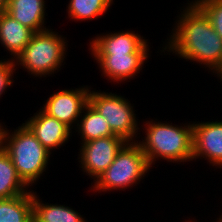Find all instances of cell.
I'll list each match as a JSON object with an SVG mask.
<instances>
[{
    "label": "cell",
    "mask_w": 222,
    "mask_h": 222,
    "mask_svg": "<svg viewBox=\"0 0 222 222\" xmlns=\"http://www.w3.org/2000/svg\"><path fill=\"white\" fill-rule=\"evenodd\" d=\"M181 7L169 38L159 51L199 63L222 83V38L216 33L208 16L193 1ZM165 45V46H164ZM168 52V53H167Z\"/></svg>",
    "instance_id": "cell-1"
},
{
    "label": "cell",
    "mask_w": 222,
    "mask_h": 222,
    "mask_svg": "<svg viewBox=\"0 0 222 222\" xmlns=\"http://www.w3.org/2000/svg\"><path fill=\"white\" fill-rule=\"evenodd\" d=\"M166 122V123H164ZM140 130L145 136L138 139L142 152L151 167L159 159L170 163L193 161V123L173 124L149 119L142 122ZM143 128V129H141Z\"/></svg>",
    "instance_id": "cell-2"
},
{
    "label": "cell",
    "mask_w": 222,
    "mask_h": 222,
    "mask_svg": "<svg viewBox=\"0 0 222 222\" xmlns=\"http://www.w3.org/2000/svg\"><path fill=\"white\" fill-rule=\"evenodd\" d=\"M3 124L1 147L11 158L19 177L31 189L48 170L50 157L54 156L25 123L13 128L14 130L8 129L4 122Z\"/></svg>",
    "instance_id": "cell-3"
},
{
    "label": "cell",
    "mask_w": 222,
    "mask_h": 222,
    "mask_svg": "<svg viewBox=\"0 0 222 222\" xmlns=\"http://www.w3.org/2000/svg\"><path fill=\"white\" fill-rule=\"evenodd\" d=\"M49 27L32 35L24 50L14 60L16 70H19L17 67L23 68L28 75L47 78V75L54 76V73L62 69L66 63L64 60L67 57L68 41Z\"/></svg>",
    "instance_id": "cell-4"
},
{
    "label": "cell",
    "mask_w": 222,
    "mask_h": 222,
    "mask_svg": "<svg viewBox=\"0 0 222 222\" xmlns=\"http://www.w3.org/2000/svg\"><path fill=\"white\" fill-rule=\"evenodd\" d=\"M152 167L137 142H126L117 152L113 163L91 184L90 191L97 194L113 191H125L136 187L149 175ZM124 189V190H123Z\"/></svg>",
    "instance_id": "cell-5"
},
{
    "label": "cell",
    "mask_w": 222,
    "mask_h": 222,
    "mask_svg": "<svg viewBox=\"0 0 222 222\" xmlns=\"http://www.w3.org/2000/svg\"><path fill=\"white\" fill-rule=\"evenodd\" d=\"M92 89L91 87L88 103L105 118L111 131L126 142H137L141 131L134 105L124 95Z\"/></svg>",
    "instance_id": "cell-6"
},
{
    "label": "cell",
    "mask_w": 222,
    "mask_h": 222,
    "mask_svg": "<svg viewBox=\"0 0 222 222\" xmlns=\"http://www.w3.org/2000/svg\"><path fill=\"white\" fill-rule=\"evenodd\" d=\"M126 141L120 136H109L81 143L78 152L79 168L94 183L113 163L117 152Z\"/></svg>",
    "instance_id": "cell-7"
},
{
    "label": "cell",
    "mask_w": 222,
    "mask_h": 222,
    "mask_svg": "<svg viewBox=\"0 0 222 222\" xmlns=\"http://www.w3.org/2000/svg\"><path fill=\"white\" fill-rule=\"evenodd\" d=\"M91 87L88 85L79 86L73 89H60L45 100L40 108L48 115L65 123L71 129L76 128L83 108L88 103V96Z\"/></svg>",
    "instance_id": "cell-8"
},
{
    "label": "cell",
    "mask_w": 222,
    "mask_h": 222,
    "mask_svg": "<svg viewBox=\"0 0 222 222\" xmlns=\"http://www.w3.org/2000/svg\"><path fill=\"white\" fill-rule=\"evenodd\" d=\"M112 32L98 34L89 40L88 51L91 55L149 54L150 42L138 32Z\"/></svg>",
    "instance_id": "cell-9"
},
{
    "label": "cell",
    "mask_w": 222,
    "mask_h": 222,
    "mask_svg": "<svg viewBox=\"0 0 222 222\" xmlns=\"http://www.w3.org/2000/svg\"><path fill=\"white\" fill-rule=\"evenodd\" d=\"M192 123L193 161L204 158L209 166L222 169V121Z\"/></svg>",
    "instance_id": "cell-10"
},
{
    "label": "cell",
    "mask_w": 222,
    "mask_h": 222,
    "mask_svg": "<svg viewBox=\"0 0 222 222\" xmlns=\"http://www.w3.org/2000/svg\"><path fill=\"white\" fill-rule=\"evenodd\" d=\"M150 55V56H149ZM96 64L98 63L101 75L106 77L108 81L117 84L129 82L135 78L144 68L151 54H128V55H91ZM101 69V70H100ZM129 79V80H128Z\"/></svg>",
    "instance_id": "cell-11"
},
{
    "label": "cell",
    "mask_w": 222,
    "mask_h": 222,
    "mask_svg": "<svg viewBox=\"0 0 222 222\" xmlns=\"http://www.w3.org/2000/svg\"><path fill=\"white\" fill-rule=\"evenodd\" d=\"M28 119L25 124L51 153L68 143L72 137L73 131L69 126L46 114L41 108Z\"/></svg>",
    "instance_id": "cell-12"
},
{
    "label": "cell",
    "mask_w": 222,
    "mask_h": 222,
    "mask_svg": "<svg viewBox=\"0 0 222 222\" xmlns=\"http://www.w3.org/2000/svg\"><path fill=\"white\" fill-rule=\"evenodd\" d=\"M45 0H9L5 12L34 33L48 29Z\"/></svg>",
    "instance_id": "cell-13"
},
{
    "label": "cell",
    "mask_w": 222,
    "mask_h": 222,
    "mask_svg": "<svg viewBox=\"0 0 222 222\" xmlns=\"http://www.w3.org/2000/svg\"><path fill=\"white\" fill-rule=\"evenodd\" d=\"M34 32L13 19L5 11L0 12V44L11 55L12 60L24 50ZM13 56V57H12Z\"/></svg>",
    "instance_id": "cell-14"
},
{
    "label": "cell",
    "mask_w": 222,
    "mask_h": 222,
    "mask_svg": "<svg viewBox=\"0 0 222 222\" xmlns=\"http://www.w3.org/2000/svg\"><path fill=\"white\" fill-rule=\"evenodd\" d=\"M39 197L37 192L32 190L34 222H88L77 210L65 206L67 204H49Z\"/></svg>",
    "instance_id": "cell-15"
},
{
    "label": "cell",
    "mask_w": 222,
    "mask_h": 222,
    "mask_svg": "<svg viewBox=\"0 0 222 222\" xmlns=\"http://www.w3.org/2000/svg\"><path fill=\"white\" fill-rule=\"evenodd\" d=\"M83 114V115H82ZM75 131L80 136V143H84L101 137L117 136L105 118L98 113L89 103L83 108Z\"/></svg>",
    "instance_id": "cell-16"
},
{
    "label": "cell",
    "mask_w": 222,
    "mask_h": 222,
    "mask_svg": "<svg viewBox=\"0 0 222 222\" xmlns=\"http://www.w3.org/2000/svg\"><path fill=\"white\" fill-rule=\"evenodd\" d=\"M19 177L11 158L0 147V199H9L30 192Z\"/></svg>",
    "instance_id": "cell-17"
},
{
    "label": "cell",
    "mask_w": 222,
    "mask_h": 222,
    "mask_svg": "<svg viewBox=\"0 0 222 222\" xmlns=\"http://www.w3.org/2000/svg\"><path fill=\"white\" fill-rule=\"evenodd\" d=\"M0 222H34L32 190L13 198L0 199Z\"/></svg>",
    "instance_id": "cell-18"
},
{
    "label": "cell",
    "mask_w": 222,
    "mask_h": 222,
    "mask_svg": "<svg viewBox=\"0 0 222 222\" xmlns=\"http://www.w3.org/2000/svg\"><path fill=\"white\" fill-rule=\"evenodd\" d=\"M113 4V0H69L66 13L75 22L92 21L106 14Z\"/></svg>",
    "instance_id": "cell-19"
},
{
    "label": "cell",
    "mask_w": 222,
    "mask_h": 222,
    "mask_svg": "<svg viewBox=\"0 0 222 222\" xmlns=\"http://www.w3.org/2000/svg\"><path fill=\"white\" fill-rule=\"evenodd\" d=\"M208 16L212 27L222 38V0H193Z\"/></svg>",
    "instance_id": "cell-20"
},
{
    "label": "cell",
    "mask_w": 222,
    "mask_h": 222,
    "mask_svg": "<svg viewBox=\"0 0 222 222\" xmlns=\"http://www.w3.org/2000/svg\"><path fill=\"white\" fill-rule=\"evenodd\" d=\"M16 73V67L14 60L5 58L0 60V98L7 92V88L12 87L15 81L14 74Z\"/></svg>",
    "instance_id": "cell-21"
},
{
    "label": "cell",
    "mask_w": 222,
    "mask_h": 222,
    "mask_svg": "<svg viewBox=\"0 0 222 222\" xmlns=\"http://www.w3.org/2000/svg\"><path fill=\"white\" fill-rule=\"evenodd\" d=\"M9 0H0V12L5 11Z\"/></svg>",
    "instance_id": "cell-22"
},
{
    "label": "cell",
    "mask_w": 222,
    "mask_h": 222,
    "mask_svg": "<svg viewBox=\"0 0 222 222\" xmlns=\"http://www.w3.org/2000/svg\"><path fill=\"white\" fill-rule=\"evenodd\" d=\"M196 219H193V220H189L190 222H197V220L195 221ZM214 220H216V221H214V222H222V215L220 216L219 215V217L217 218V219H214Z\"/></svg>",
    "instance_id": "cell-23"
},
{
    "label": "cell",
    "mask_w": 222,
    "mask_h": 222,
    "mask_svg": "<svg viewBox=\"0 0 222 222\" xmlns=\"http://www.w3.org/2000/svg\"><path fill=\"white\" fill-rule=\"evenodd\" d=\"M3 124L0 122V147H1V133H2Z\"/></svg>",
    "instance_id": "cell-24"
}]
</instances>
